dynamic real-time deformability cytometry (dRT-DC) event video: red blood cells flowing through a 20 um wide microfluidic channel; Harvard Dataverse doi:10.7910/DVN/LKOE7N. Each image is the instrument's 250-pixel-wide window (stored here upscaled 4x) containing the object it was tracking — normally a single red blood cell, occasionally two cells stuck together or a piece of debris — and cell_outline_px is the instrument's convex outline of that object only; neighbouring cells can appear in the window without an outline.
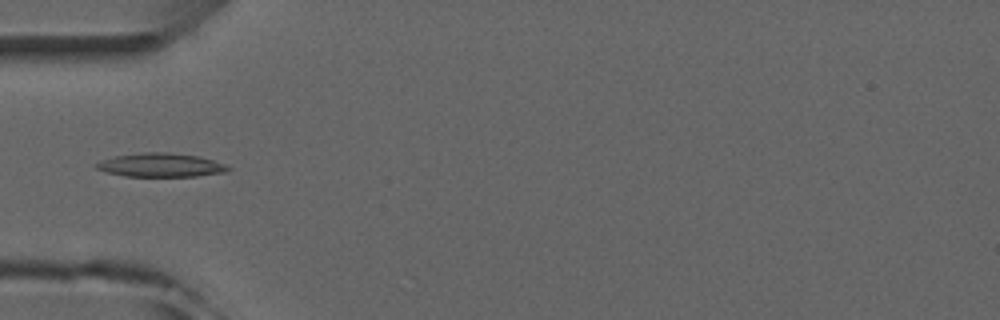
{"species": "common noctule bat (a hibernating species)", "species_latin": "Nyctalus noctula", "temperature_condition": "room temperature", "stored_images_in_passage": 5, "camera_frame_rate_fps": 3000, "um_per_image_px": 0.085, "animal": {"sex": "male", "forearm_length_mm": 52.5}, "frame": {"image": 1, "passage_image": 5, "time_ms": 4.333, "image_size_px": [1000, 320], "cell_outline_px": [[232, 168], [228, 172], [196, 176], [124, 176], [104, 172], [96, 168], [96, 164], [100, 160], [116, 156], [144, 152], [168, 152], [196, 156], [228, 164]], "centroid_in_image_um": [13.69, 14.03], "position_along_channel_um": 71.3, "area_um2": 18.26}}